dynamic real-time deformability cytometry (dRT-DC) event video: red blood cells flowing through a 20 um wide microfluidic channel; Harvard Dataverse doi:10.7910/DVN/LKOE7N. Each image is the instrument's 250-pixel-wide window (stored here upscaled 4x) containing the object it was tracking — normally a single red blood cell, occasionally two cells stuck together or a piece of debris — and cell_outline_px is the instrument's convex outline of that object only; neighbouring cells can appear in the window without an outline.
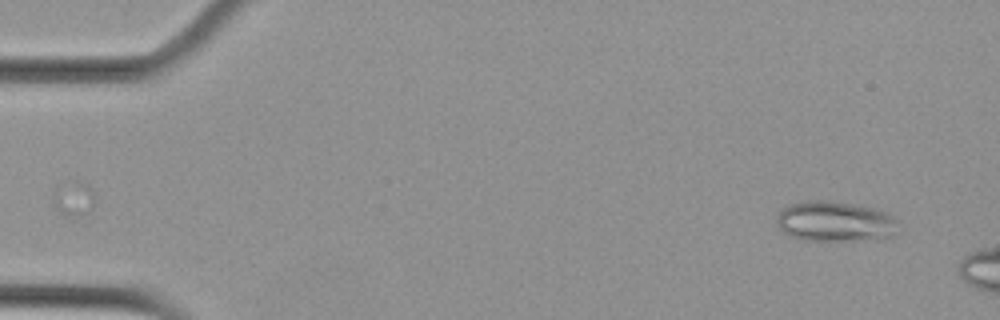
{"species": "Egyptian fruit bat (a non-hibernating species)", "species_latin": "Rousettus aegyptiacus", "temperature_condition": "cold", "stored_images_in_passage": 49, "camera_frame_rate_fps": 3000, "um_per_image_px": 0.085, "animal": {"sex": "female"}, "frame": {"image": 1, "passage_image": 2, "time_ms": 0.333, "image_size_px": [1000, 320], "cell_outline_px": [[896, 232], [892, 236], [840, 240], [804, 240], [792, 236], [784, 232], [776, 224], [776, 216], [788, 204], [816, 200], [824, 200], [872, 208], [888, 212], [896, 220]], "centroid_in_image_um": [70.93, 18.81], "position_along_channel_um": 14.1, "area_um2": 27.8}}
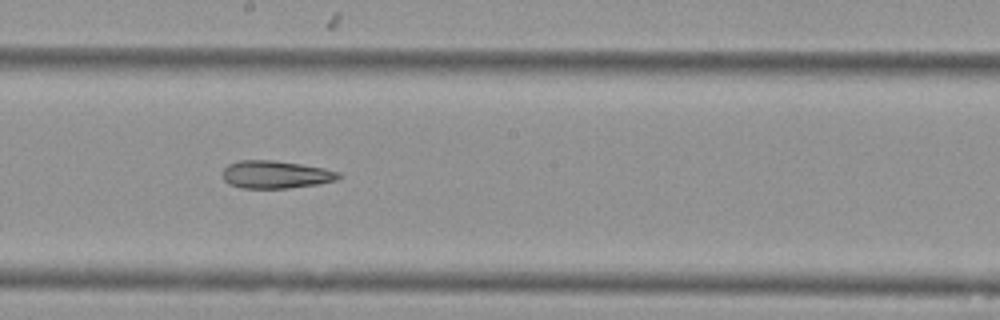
{"frame": {"image": 2, "passage_image": 29, "time_ms": 9.333, "image_size_px": [1000, 320], "cell_outline_px": [[340, 176], [336, 180], [316, 184], [288, 188], [240, 188], [228, 184], [224, 180], [224, 168], [228, 164], [240, 160], [272, 160], [300, 164], [324, 168], [340, 172]], "centroid_in_image_um": [23.41, 14.83], "position_along_channel_um": 224.8, "area_um2": 18.61}}
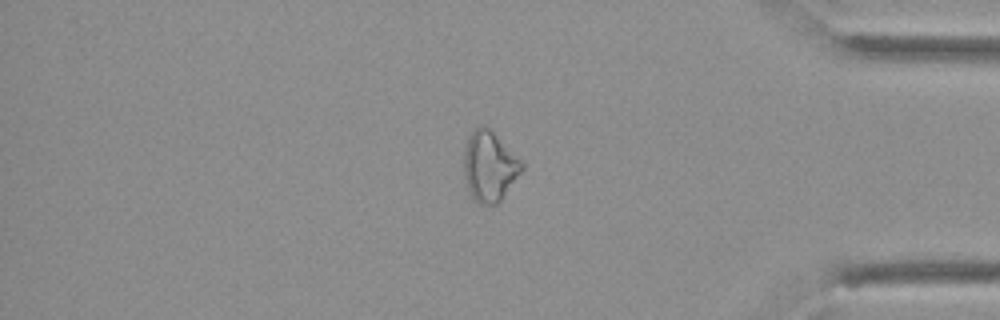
{"frame": {"image": 3, "passage_image": 45, "time_ms": 14.667, "image_size_px": [1000, 320], "cell_outline_px": [[524, 168], [500, 200], [496, 204], [480, 204], [472, 196], [468, 188], [464, 176], [464, 148], [472, 132], [480, 124], [488, 124], [492, 128], [524, 164]], "centroid_in_image_um": [41.6, 14.07], "position_along_channel_um": 393.6, "area_um2": 23.64}}